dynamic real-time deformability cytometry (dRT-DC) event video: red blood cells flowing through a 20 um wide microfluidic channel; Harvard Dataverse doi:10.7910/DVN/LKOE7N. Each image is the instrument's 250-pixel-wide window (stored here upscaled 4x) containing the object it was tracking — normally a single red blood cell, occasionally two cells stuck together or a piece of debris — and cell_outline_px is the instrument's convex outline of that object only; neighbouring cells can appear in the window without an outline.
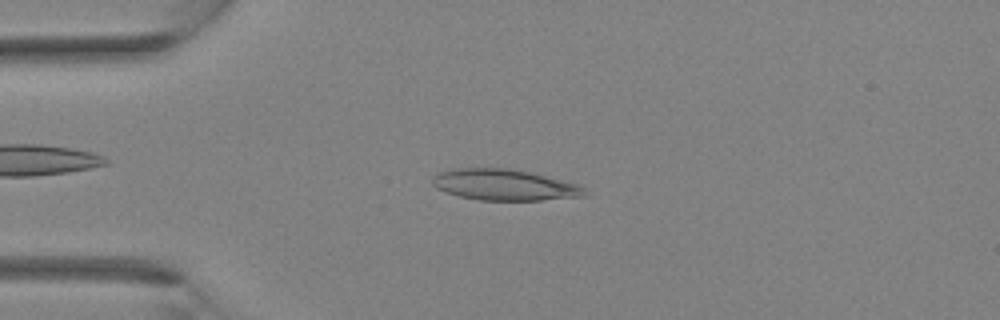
{"species": "Egyptian fruit bat (a non-hibernating species)", "species_latin": "Rousettus aegyptiacus", "temperature_condition": "room temperature", "stored_images_in_passage": 33, "camera_frame_rate_fps": 3000, "um_per_image_px": 0.085, "animal": {"sex": "female"}, "frame": {"image": 1, "passage_image": 7, "time_ms": 2.0, "image_size_px": [1000, 320], "cell_outline_px": [[588, 196], [540, 200], [480, 200], [460, 196], [436, 188], [432, 184], [432, 176], [436, 172], [456, 168], [508, 168], [528, 172], [576, 184], [584, 188], [588, 192]], "centroid_in_image_um": [42.84, 15.71], "position_along_channel_um": 42.2, "area_um2": 27.4}}
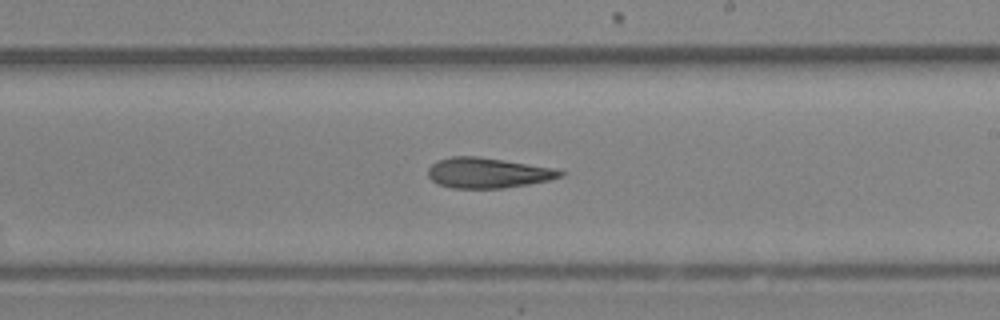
{"frame": {"image": 2, "passage_image": 19, "time_ms": 6.0, "image_size_px": [1000, 320], "cell_outline_px": [[564, 176], [548, 180], [528, 184], [504, 188], [452, 188], [436, 184], [428, 176], [428, 168], [436, 160], [452, 156], [480, 156], [552, 168], [564, 172]], "centroid_in_image_um": [41.41, 14.69], "position_along_channel_um": 247.6, "area_um2": 23.35}}
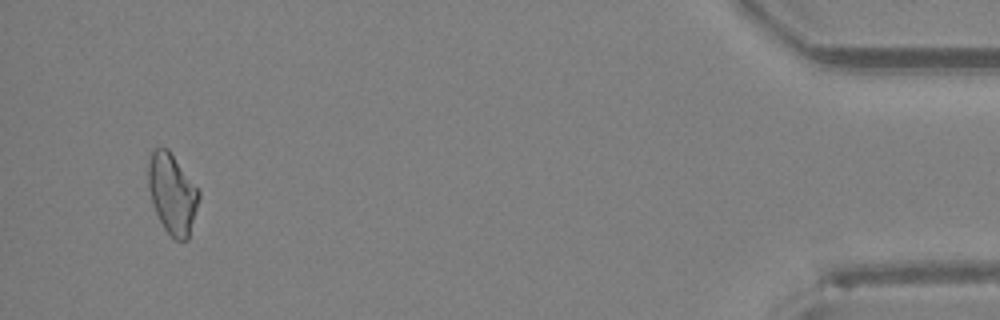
{"frame": {"image": 3, "passage_image": 32, "time_ms": 10.333, "image_size_px": [1000, 320], "cell_outline_px": [[200, 196], [188, 240], [176, 240], [164, 228], [152, 204], [148, 188], [148, 160], [152, 148], [168, 148], [200, 188]], "centroid_in_image_um": [14.65, 16.41], "position_along_channel_um": 420.5, "area_um2": 23.99}}